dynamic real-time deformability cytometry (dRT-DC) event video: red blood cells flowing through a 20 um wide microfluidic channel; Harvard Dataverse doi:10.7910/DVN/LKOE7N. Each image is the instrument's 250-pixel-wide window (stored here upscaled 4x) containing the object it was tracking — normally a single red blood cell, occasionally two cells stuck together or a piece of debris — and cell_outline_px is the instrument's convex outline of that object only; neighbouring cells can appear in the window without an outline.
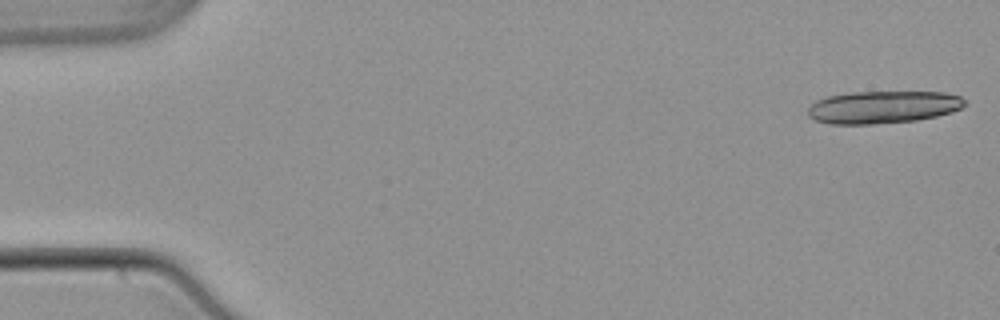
{"species": "common noctule bat (a hibernating species)", "species_latin": "Nyctalus noctula", "temperature_condition": "warm", "stored_images_in_passage": 31, "segment_of_instrument_passage": [1, 2], "camera_frame_rate_fps": 3000, "um_per_image_px": 0.085, "animal": {"sex": "male", "body_mass_g": 21.5, "forearm_length_mm": 52.0}, "frame": {"image": 1, "passage_image": 1, "time_ms": 0.0, "image_size_px": [1000, 320], "cell_outline_px": [[956, 108], [944, 112], [928, 116], [900, 120], [828, 120], [840, 96], [880, 92], [924, 92], [952, 96]], "centroid_in_image_um": [75.72, 9.01], "position_along_channel_um": 9.3, "area_um2": 21.27}}